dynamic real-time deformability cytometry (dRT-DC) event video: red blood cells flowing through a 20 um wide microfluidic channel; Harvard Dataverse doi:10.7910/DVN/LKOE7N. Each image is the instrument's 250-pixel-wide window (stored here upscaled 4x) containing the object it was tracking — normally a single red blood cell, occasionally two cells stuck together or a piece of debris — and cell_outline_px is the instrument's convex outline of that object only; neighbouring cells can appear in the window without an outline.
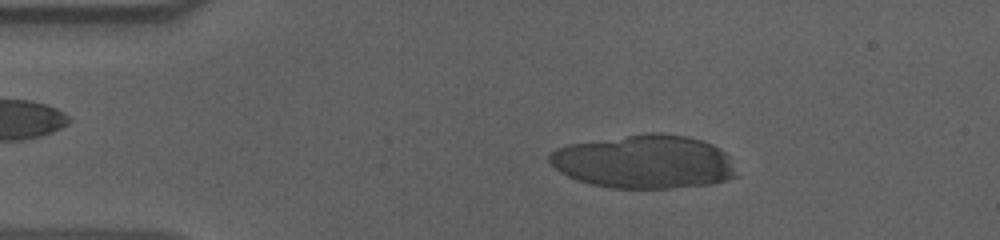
{"species": "human", "species_latin": "Homo sapiens", "temperature_condition": "cold", "stored_images_in_passage": 41, "camera_frame_rate_fps": 3000, "um_per_image_px": 0.085, "donor": {"sex": "male"}, "frame": {"image": 1, "passage_image": 9, "time_ms": 2.667, "image_size_px": [1000, 240], "cell_outline_px": [[736, 176], [728, 180], [712, 184], [672, 188], [608, 188], [576, 180], [560, 172], [548, 160], [548, 156], [556, 148], [568, 144], [644, 132], [660, 132], [688, 136], [712, 144], [720, 148], [728, 156]], "centroid_in_image_um": [54.74, 13.74], "position_along_channel_um": 30.3, "area_um2": 58.61}}